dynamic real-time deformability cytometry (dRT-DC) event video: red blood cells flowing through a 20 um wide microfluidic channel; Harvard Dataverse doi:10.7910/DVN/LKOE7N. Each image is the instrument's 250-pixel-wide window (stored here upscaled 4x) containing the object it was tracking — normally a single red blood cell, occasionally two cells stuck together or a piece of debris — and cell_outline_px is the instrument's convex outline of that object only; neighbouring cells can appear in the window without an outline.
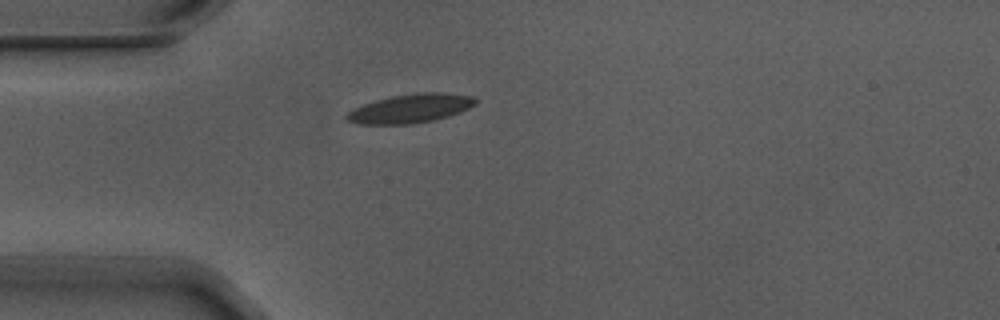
{"species": "Egyptian fruit bat (a non-hibernating species)", "species_latin": "Rousettus aegyptiacus", "temperature_condition": "warm", "stored_images_in_passage": 1, "camera_frame_rate_fps": 3000, "um_per_image_px": 0.085, "animal": {"sex": "male"}, "frame": {"image": 1, "passage_image": 1, "time_ms": 0.0, "image_size_px": [1000, 320], "cell_outline_px": [[476, 104], [460, 112], [448, 116], [432, 120], [412, 124], [356, 124], [344, 120], [344, 116], [348, 112], [364, 104], [376, 100], [392, 96], [416, 92], [444, 92], [472, 96], [476, 100]], "centroid_in_image_um": [34.87, 9.22], "position_along_channel_um": 50.1, "area_um2": 21.68}}